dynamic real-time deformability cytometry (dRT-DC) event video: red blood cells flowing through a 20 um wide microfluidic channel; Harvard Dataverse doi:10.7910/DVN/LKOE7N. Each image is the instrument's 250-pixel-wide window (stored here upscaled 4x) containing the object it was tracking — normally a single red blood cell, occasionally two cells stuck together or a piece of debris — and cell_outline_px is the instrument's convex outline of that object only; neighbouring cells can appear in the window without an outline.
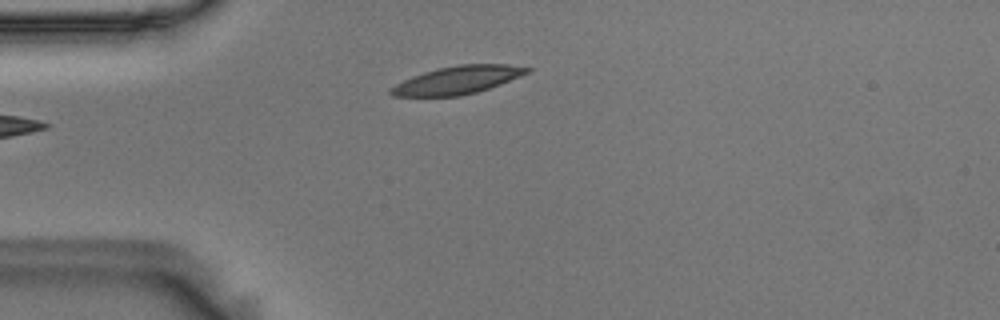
{"species": "Egyptian fruit bat (a non-hibernating species)", "species_latin": "Rousettus aegyptiacus", "temperature_condition": "room temperature", "stored_images_in_passage": 37, "camera_frame_rate_fps": 3000, "um_per_image_px": 0.085, "animal": {"sex": "male"}, "frame": {"image": 1, "passage_image": 1, "time_ms": 0.0, "image_size_px": [1000, 320], "cell_outline_px": [[532, 72], [500, 84], [476, 92], [460, 96], [392, 96], [388, 92], [388, 88], [412, 76], [424, 72], [440, 68], [460, 64], [508, 64], [532, 68]], "centroid_in_image_um": [38.91, 6.8], "position_along_channel_um": 46.1, "area_um2": 22.14}}
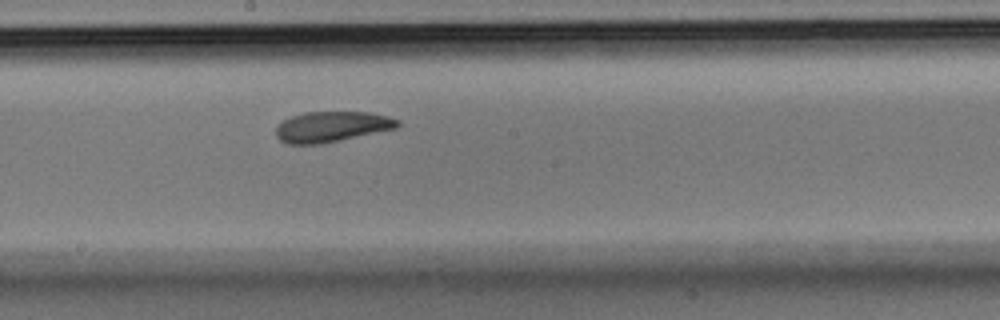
{"frame": {"image": 2, "passage_image": 17, "time_ms": 5.333, "image_size_px": [1000, 320], "cell_outline_px": [[400, 124], [396, 128], [320, 144], [288, 144], [280, 140], [276, 136], [276, 124], [292, 116], [304, 112], [372, 112], [388, 116], [400, 120]], "centroid_in_image_um": [28.18, 10.76], "position_along_channel_um": 220.0, "area_um2": 21.62}}
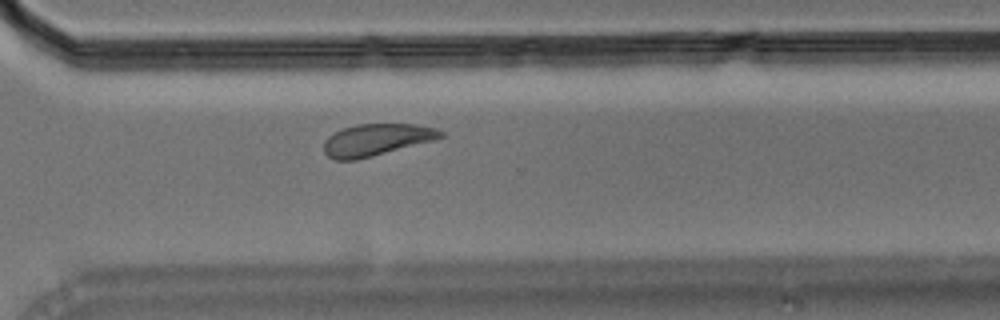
{"frame": {"image": 3, "passage_image": 27, "time_ms": 8.667, "image_size_px": [1000, 320], "cell_outline_px": [[444, 136], [436, 140], [356, 160], [336, 160], [328, 156], [324, 152], [324, 140], [328, 136], [344, 128], [360, 124], [416, 124], [436, 128], [444, 132]], "centroid_in_image_um": [32.02, 11.88], "position_along_channel_um": 338.6, "area_um2": 21.68}, "authors_computed_cell_mechanics": {"area_um2": 22.4842, "velocity_mm_per_s": 3.5596, "shape_relaxation_time_tau1_ms": 2.4972, "shape_relaxation_time_tau2_ms": 4.7758, "deformation_change_tau1": 0.1218, "deformation_change_tau2": 0.1177}}